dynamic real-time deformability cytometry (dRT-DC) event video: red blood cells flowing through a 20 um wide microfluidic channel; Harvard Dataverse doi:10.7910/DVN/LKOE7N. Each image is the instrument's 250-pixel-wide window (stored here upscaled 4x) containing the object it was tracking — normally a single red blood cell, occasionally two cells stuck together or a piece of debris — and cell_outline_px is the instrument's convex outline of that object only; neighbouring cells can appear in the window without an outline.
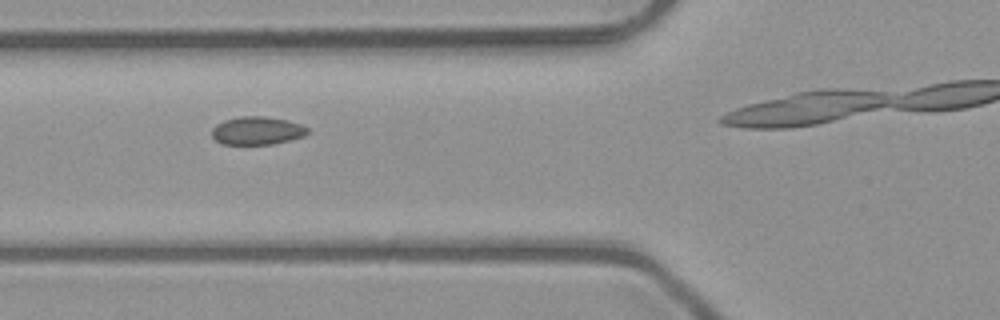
{"species": "common noctule bat (a hibernating species)", "species_latin": "Nyctalus noctula", "temperature_condition": "room temperature", "stored_images_in_passage": 4, "camera_frame_rate_fps": 3000, "um_per_image_px": 0.085, "animal": {"sex": "male", "body_mass_g": 23.1, "forearm_length_mm": 52.7}, "frame": {"image": 1, "passage_image": 2, "time_ms": 0.333, "image_size_px": [1000, 320], "cell_outline_px": [[308, 132], [304, 136], [272, 144], [224, 144], [216, 140], [212, 136], [212, 128], [216, 124], [224, 120], [240, 116], [264, 116], [288, 120], [300, 124], [308, 128]], "centroid_in_image_um": [21.84, 11.09], "position_along_channel_um": 104.0, "area_um2": 15.61}}